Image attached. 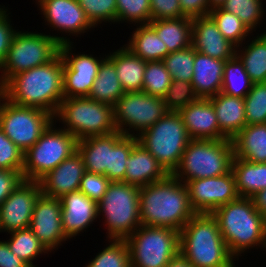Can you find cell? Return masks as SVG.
Returning a JSON list of instances; mask_svg holds the SVG:
<instances>
[{
	"mask_svg": "<svg viewBox=\"0 0 266 267\" xmlns=\"http://www.w3.org/2000/svg\"><path fill=\"white\" fill-rule=\"evenodd\" d=\"M0 93L16 105L40 108L54 116L64 99L60 53L49 63L15 74Z\"/></svg>",
	"mask_w": 266,
	"mask_h": 267,
	"instance_id": "cell-1",
	"label": "cell"
},
{
	"mask_svg": "<svg viewBox=\"0 0 266 267\" xmlns=\"http://www.w3.org/2000/svg\"><path fill=\"white\" fill-rule=\"evenodd\" d=\"M140 222L179 231L196 214L185 183L168 174L163 180L139 187Z\"/></svg>",
	"mask_w": 266,
	"mask_h": 267,
	"instance_id": "cell-2",
	"label": "cell"
},
{
	"mask_svg": "<svg viewBox=\"0 0 266 267\" xmlns=\"http://www.w3.org/2000/svg\"><path fill=\"white\" fill-rule=\"evenodd\" d=\"M212 215L235 259L249 248H266V219L256 210L251 198L238 197L215 209Z\"/></svg>",
	"mask_w": 266,
	"mask_h": 267,
	"instance_id": "cell-3",
	"label": "cell"
},
{
	"mask_svg": "<svg viewBox=\"0 0 266 267\" xmlns=\"http://www.w3.org/2000/svg\"><path fill=\"white\" fill-rule=\"evenodd\" d=\"M180 253L194 267H235L216 218L196 213L180 230Z\"/></svg>",
	"mask_w": 266,
	"mask_h": 267,
	"instance_id": "cell-4",
	"label": "cell"
},
{
	"mask_svg": "<svg viewBox=\"0 0 266 267\" xmlns=\"http://www.w3.org/2000/svg\"><path fill=\"white\" fill-rule=\"evenodd\" d=\"M233 156L232 140L191 139L172 175L183 183L222 176L231 170Z\"/></svg>",
	"mask_w": 266,
	"mask_h": 267,
	"instance_id": "cell-5",
	"label": "cell"
},
{
	"mask_svg": "<svg viewBox=\"0 0 266 267\" xmlns=\"http://www.w3.org/2000/svg\"><path fill=\"white\" fill-rule=\"evenodd\" d=\"M65 43H71L70 39L17 31L0 67V88L15 74L51 62L60 53V45Z\"/></svg>",
	"mask_w": 266,
	"mask_h": 267,
	"instance_id": "cell-6",
	"label": "cell"
},
{
	"mask_svg": "<svg viewBox=\"0 0 266 267\" xmlns=\"http://www.w3.org/2000/svg\"><path fill=\"white\" fill-rule=\"evenodd\" d=\"M53 118L55 122L60 120L65 126L63 129L78 140L117 131L113 107L89 97L64 98Z\"/></svg>",
	"mask_w": 266,
	"mask_h": 267,
	"instance_id": "cell-7",
	"label": "cell"
},
{
	"mask_svg": "<svg viewBox=\"0 0 266 267\" xmlns=\"http://www.w3.org/2000/svg\"><path fill=\"white\" fill-rule=\"evenodd\" d=\"M168 174L178 167L191 138L178 111H168L150 128L137 136Z\"/></svg>",
	"mask_w": 266,
	"mask_h": 267,
	"instance_id": "cell-8",
	"label": "cell"
},
{
	"mask_svg": "<svg viewBox=\"0 0 266 267\" xmlns=\"http://www.w3.org/2000/svg\"><path fill=\"white\" fill-rule=\"evenodd\" d=\"M99 215L105 216L108 239H126L140 222L139 187L121 181L111 182L97 203ZM102 213V214H101Z\"/></svg>",
	"mask_w": 266,
	"mask_h": 267,
	"instance_id": "cell-9",
	"label": "cell"
},
{
	"mask_svg": "<svg viewBox=\"0 0 266 267\" xmlns=\"http://www.w3.org/2000/svg\"><path fill=\"white\" fill-rule=\"evenodd\" d=\"M125 240L131 267H165L180 253V232L169 228L141 225Z\"/></svg>",
	"mask_w": 266,
	"mask_h": 267,
	"instance_id": "cell-10",
	"label": "cell"
},
{
	"mask_svg": "<svg viewBox=\"0 0 266 267\" xmlns=\"http://www.w3.org/2000/svg\"><path fill=\"white\" fill-rule=\"evenodd\" d=\"M77 142L78 139L68 131L56 129L53 121L39 140L24 153L23 179L39 181L77 151Z\"/></svg>",
	"mask_w": 266,
	"mask_h": 267,
	"instance_id": "cell-11",
	"label": "cell"
},
{
	"mask_svg": "<svg viewBox=\"0 0 266 267\" xmlns=\"http://www.w3.org/2000/svg\"><path fill=\"white\" fill-rule=\"evenodd\" d=\"M53 121V115L47 111L16 105L0 93V128L24 153Z\"/></svg>",
	"mask_w": 266,
	"mask_h": 267,
	"instance_id": "cell-12",
	"label": "cell"
},
{
	"mask_svg": "<svg viewBox=\"0 0 266 267\" xmlns=\"http://www.w3.org/2000/svg\"><path fill=\"white\" fill-rule=\"evenodd\" d=\"M168 111L161 97L148 95L143 91L127 92L113 106L114 124L123 135L137 137Z\"/></svg>",
	"mask_w": 266,
	"mask_h": 267,
	"instance_id": "cell-13",
	"label": "cell"
},
{
	"mask_svg": "<svg viewBox=\"0 0 266 267\" xmlns=\"http://www.w3.org/2000/svg\"><path fill=\"white\" fill-rule=\"evenodd\" d=\"M72 43L60 45V55L63 58V95L64 98L88 97L99 66L105 58L103 56L99 60L84 53L74 55Z\"/></svg>",
	"mask_w": 266,
	"mask_h": 267,
	"instance_id": "cell-14",
	"label": "cell"
},
{
	"mask_svg": "<svg viewBox=\"0 0 266 267\" xmlns=\"http://www.w3.org/2000/svg\"><path fill=\"white\" fill-rule=\"evenodd\" d=\"M185 185L196 213H212L239 197L232 170L222 176L187 181Z\"/></svg>",
	"mask_w": 266,
	"mask_h": 267,
	"instance_id": "cell-15",
	"label": "cell"
},
{
	"mask_svg": "<svg viewBox=\"0 0 266 267\" xmlns=\"http://www.w3.org/2000/svg\"><path fill=\"white\" fill-rule=\"evenodd\" d=\"M42 193L39 181L23 180L0 205V232L29 228L37 199Z\"/></svg>",
	"mask_w": 266,
	"mask_h": 267,
	"instance_id": "cell-16",
	"label": "cell"
},
{
	"mask_svg": "<svg viewBox=\"0 0 266 267\" xmlns=\"http://www.w3.org/2000/svg\"><path fill=\"white\" fill-rule=\"evenodd\" d=\"M29 228L50 252L67 241L63 230L60 199L41 193L36 201Z\"/></svg>",
	"mask_w": 266,
	"mask_h": 267,
	"instance_id": "cell-17",
	"label": "cell"
},
{
	"mask_svg": "<svg viewBox=\"0 0 266 267\" xmlns=\"http://www.w3.org/2000/svg\"><path fill=\"white\" fill-rule=\"evenodd\" d=\"M37 2L47 25L55 28L54 30L78 36L94 27L78 0H38Z\"/></svg>",
	"mask_w": 266,
	"mask_h": 267,
	"instance_id": "cell-18",
	"label": "cell"
},
{
	"mask_svg": "<svg viewBox=\"0 0 266 267\" xmlns=\"http://www.w3.org/2000/svg\"><path fill=\"white\" fill-rule=\"evenodd\" d=\"M192 46L196 51L222 61L236 56V46L225 39L209 15L192 19Z\"/></svg>",
	"mask_w": 266,
	"mask_h": 267,
	"instance_id": "cell-19",
	"label": "cell"
},
{
	"mask_svg": "<svg viewBox=\"0 0 266 267\" xmlns=\"http://www.w3.org/2000/svg\"><path fill=\"white\" fill-rule=\"evenodd\" d=\"M84 172L83 159L76 151L39 180L42 193L60 199L65 194L76 192Z\"/></svg>",
	"mask_w": 266,
	"mask_h": 267,
	"instance_id": "cell-20",
	"label": "cell"
},
{
	"mask_svg": "<svg viewBox=\"0 0 266 267\" xmlns=\"http://www.w3.org/2000/svg\"><path fill=\"white\" fill-rule=\"evenodd\" d=\"M60 201L63 230L68 239L79 235L98 217L97 203L80 191L65 194Z\"/></svg>",
	"mask_w": 266,
	"mask_h": 267,
	"instance_id": "cell-21",
	"label": "cell"
},
{
	"mask_svg": "<svg viewBox=\"0 0 266 267\" xmlns=\"http://www.w3.org/2000/svg\"><path fill=\"white\" fill-rule=\"evenodd\" d=\"M191 139L219 140V125L209 98H198L178 110Z\"/></svg>",
	"mask_w": 266,
	"mask_h": 267,
	"instance_id": "cell-22",
	"label": "cell"
},
{
	"mask_svg": "<svg viewBox=\"0 0 266 267\" xmlns=\"http://www.w3.org/2000/svg\"><path fill=\"white\" fill-rule=\"evenodd\" d=\"M125 182L137 187H143L153 182L163 180L168 173L157 162V159L140 143H137L126 159Z\"/></svg>",
	"mask_w": 266,
	"mask_h": 267,
	"instance_id": "cell-23",
	"label": "cell"
},
{
	"mask_svg": "<svg viewBox=\"0 0 266 267\" xmlns=\"http://www.w3.org/2000/svg\"><path fill=\"white\" fill-rule=\"evenodd\" d=\"M209 100L218 119L219 139L232 140L246 126L244 98L219 92Z\"/></svg>",
	"mask_w": 266,
	"mask_h": 267,
	"instance_id": "cell-24",
	"label": "cell"
},
{
	"mask_svg": "<svg viewBox=\"0 0 266 267\" xmlns=\"http://www.w3.org/2000/svg\"><path fill=\"white\" fill-rule=\"evenodd\" d=\"M123 136L119 131L109 135L78 140L77 151L83 159L85 171L107 175L110 168L111 147Z\"/></svg>",
	"mask_w": 266,
	"mask_h": 267,
	"instance_id": "cell-25",
	"label": "cell"
},
{
	"mask_svg": "<svg viewBox=\"0 0 266 267\" xmlns=\"http://www.w3.org/2000/svg\"><path fill=\"white\" fill-rule=\"evenodd\" d=\"M224 65L225 61L195 50L191 83L198 98H210L221 92Z\"/></svg>",
	"mask_w": 266,
	"mask_h": 267,
	"instance_id": "cell-26",
	"label": "cell"
},
{
	"mask_svg": "<svg viewBox=\"0 0 266 267\" xmlns=\"http://www.w3.org/2000/svg\"><path fill=\"white\" fill-rule=\"evenodd\" d=\"M106 57L115 65L119 82L125 93L142 91L146 61L135 56L125 46Z\"/></svg>",
	"mask_w": 266,
	"mask_h": 267,
	"instance_id": "cell-27",
	"label": "cell"
},
{
	"mask_svg": "<svg viewBox=\"0 0 266 267\" xmlns=\"http://www.w3.org/2000/svg\"><path fill=\"white\" fill-rule=\"evenodd\" d=\"M234 156L249 162L266 163V123L246 125L233 139Z\"/></svg>",
	"mask_w": 266,
	"mask_h": 267,
	"instance_id": "cell-28",
	"label": "cell"
},
{
	"mask_svg": "<svg viewBox=\"0 0 266 267\" xmlns=\"http://www.w3.org/2000/svg\"><path fill=\"white\" fill-rule=\"evenodd\" d=\"M148 24L156 31L169 53L192 45V19L189 17L151 20Z\"/></svg>",
	"mask_w": 266,
	"mask_h": 267,
	"instance_id": "cell-29",
	"label": "cell"
},
{
	"mask_svg": "<svg viewBox=\"0 0 266 267\" xmlns=\"http://www.w3.org/2000/svg\"><path fill=\"white\" fill-rule=\"evenodd\" d=\"M231 170L239 197L251 198L266 189V163L249 162L233 156Z\"/></svg>",
	"mask_w": 266,
	"mask_h": 267,
	"instance_id": "cell-30",
	"label": "cell"
},
{
	"mask_svg": "<svg viewBox=\"0 0 266 267\" xmlns=\"http://www.w3.org/2000/svg\"><path fill=\"white\" fill-rule=\"evenodd\" d=\"M127 43L125 47L146 62L162 61L169 54L166 45L149 24L137 26Z\"/></svg>",
	"mask_w": 266,
	"mask_h": 267,
	"instance_id": "cell-31",
	"label": "cell"
},
{
	"mask_svg": "<svg viewBox=\"0 0 266 267\" xmlns=\"http://www.w3.org/2000/svg\"><path fill=\"white\" fill-rule=\"evenodd\" d=\"M124 94L115 65L105 55L88 97L113 107Z\"/></svg>",
	"mask_w": 266,
	"mask_h": 267,
	"instance_id": "cell-32",
	"label": "cell"
},
{
	"mask_svg": "<svg viewBox=\"0 0 266 267\" xmlns=\"http://www.w3.org/2000/svg\"><path fill=\"white\" fill-rule=\"evenodd\" d=\"M238 49L240 47H236V56L243 63L250 81L252 83L266 82V32L243 47V51Z\"/></svg>",
	"mask_w": 266,
	"mask_h": 267,
	"instance_id": "cell-33",
	"label": "cell"
},
{
	"mask_svg": "<svg viewBox=\"0 0 266 267\" xmlns=\"http://www.w3.org/2000/svg\"><path fill=\"white\" fill-rule=\"evenodd\" d=\"M252 84L243 63L237 56L225 61L221 93L245 98Z\"/></svg>",
	"mask_w": 266,
	"mask_h": 267,
	"instance_id": "cell-34",
	"label": "cell"
},
{
	"mask_svg": "<svg viewBox=\"0 0 266 267\" xmlns=\"http://www.w3.org/2000/svg\"><path fill=\"white\" fill-rule=\"evenodd\" d=\"M9 234L11 235L10 239L7 240L9 248L30 267H36L32 261L39 254L49 252L30 228L20 229Z\"/></svg>",
	"mask_w": 266,
	"mask_h": 267,
	"instance_id": "cell-35",
	"label": "cell"
},
{
	"mask_svg": "<svg viewBox=\"0 0 266 267\" xmlns=\"http://www.w3.org/2000/svg\"><path fill=\"white\" fill-rule=\"evenodd\" d=\"M209 16L217 24L218 30L226 40L236 47L241 46L245 38L252 33L251 30L233 13L223 10L221 7L211 9Z\"/></svg>",
	"mask_w": 266,
	"mask_h": 267,
	"instance_id": "cell-36",
	"label": "cell"
},
{
	"mask_svg": "<svg viewBox=\"0 0 266 267\" xmlns=\"http://www.w3.org/2000/svg\"><path fill=\"white\" fill-rule=\"evenodd\" d=\"M172 77L162 61L146 62L143 89L148 95L163 98L169 89Z\"/></svg>",
	"mask_w": 266,
	"mask_h": 267,
	"instance_id": "cell-37",
	"label": "cell"
},
{
	"mask_svg": "<svg viewBox=\"0 0 266 267\" xmlns=\"http://www.w3.org/2000/svg\"><path fill=\"white\" fill-rule=\"evenodd\" d=\"M111 242L85 267H131L128 244L125 239H109Z\"/></svg>",
	"mask_w": 266,
	"mask_h": 267,
	"instance_id": "cell-38",
	"label": "cell"
},
{
	"mask_svg": "<svg viewBox=\"0 0 266 267\" xmlns=\"http://www.w3.org/2000/svg\"><path fill=\"white\" fill-rule=\"evenodd\" d=\"M138 143L135 136L123 135L110 151V168L106 177L111 181H122L125 177L126 159L132 148Z\"/></svg>",
	"mask_w": 266,
	"mask_h": 267,
	"instance_id": "cell-39",
	"label": "cell"
},
{
	"mask_svg": "<svg viewBox=\"0 0 266 267\" xmlns=\"http://www.w3.org/2000/svg\"><path fill=\"white\" fill-rule=\"evenodd\" d=\"M195 49L193 46L169 53L162 62L171 74L172 80L191 82L193 78V65Z\"/></svg>",
	"mask_w": 266,
	"mask_h": 267,
	"instance_id": "cell-40",
	"label": "cell"
},
{
	"mask_svg": "<svg viewBox=\"0 0 266 267\" xmlns=\"http://www.w3.org/2000/svg\"><path fill=\"white\" fill-rule=\"evenodd\" d=\"M263 0H226L222 6L223 10L233 13L252 31L260 25L264 14Z\"/></svg>",
	"mask_w": 266,
	"mask_h": 267,
	"instance_id": "cell-41",
	"label": "cell"
},
{
	"mask_svg": "<svg viewBox=\"0 0 266 267\" xmlns=\"http://www.w3.org/2000/svg\"><path fill=\"white\" fill-rule=\"evenodd\" d=\"M246 125L266 123V82L253 83L244 98Z\"/></svg>",
	"mask_w": 266,
	"mask_h": 267,
	"instance_id": "cell-42",
	"label": "cell"
},
{
	"mask_svg": "<svg viewBox=\"0 0 266 267\" xmlns=\"http://www.w3.org/2000/svg\"><path fill=\"white\" fill-rule=\"evenodd\" d=\"M123 21L148 24L151 21L150 0H117V23Z\"/></svg>",
	"mask_w": 266,
	"mask_h": 267,
	"instance_id": "cell-43",
	"label": "cell"
},
{
	"mask_svg": "<svg viewBox=\"0 0 266 267\" xmlns=\"http://www.w3.org/2000/svg\"><path fill=\"white\" fill-rule=\"evenodd\" d=\"M91 24L117 22V0H78Z\"/></svg>",
	"mask_w": 266,
	"mask_h": 267,
	"instance_id": "cell-44",
	"label": "cell"
},
{
	"mask_svg": "<svg viewBox=\"0 0 266 267\" xmlns=\"http://www.w3.org/2000/svg\"><path fill=\"white\" fill-rule=\"evenodd\" d=\"M197 99L198 96L194 91L193 84L183 80H172L168 91L163 97V101L169 111H178Z\"/></svg>",
	"mask_w": 266,
	"mask_h": 267,
	"instance_id": "cell-45",
	"label": "cell"
},
{
	"mask_svg": "<svg viewBox=\"0 0 266 267\" xmlns=\"http://www.w3.org/2000/svg\"><path fill=\"white\" fill-rule=\"evenodd\" d=\"M23 165L24 152L0 128V169L14 170L22 174Z\"/></svg>",
	"mask_w": 266,
	"mask_h": 267,
	"instance_id": "cell-46",
	"label": "cell"
},
{
	"mask_svg": "<svg viewBox=\"0 0 266 267\" xmlns=\"http://www.w3.org/2000/svg\"><path fill=\"white\" fill-rule=\"evenodd\" d=\"M110 183L111 181L105 175L85 171L78 191L98 203Z\"/></svg>",
	"mask_w": 266,
	"mask_h": 267,
	"instance_id": "cell-47",
	"label": "cell"
},
{
	"mask_svg": "<svg viewBox=\"0 0 266 267\" xmlns=\"http://www.w3.org/2000/svg\"><path fill=\"white\" fill-rule=\"evenodd\" d=\"M151 20L185 17L179 0H150Z\"/></svg>",
	"mask_w": 266,
	"mask_h": 267,
	"instance_id": "cell-48",
	"label": "cell"
},
{
	"mask_svg": "<svg viewBox=\"0 0 266 267\" xmlns=\"http://www.w3.org/2000/svg\"><path fill=\"white\" fill-rule=\"evenodd\" d=\"M7 11L5 7H0V67L7 57L13 37L17 32L12 27L8 16L10 13L7 14Z\"/></svg>",
	"mask_w": 266,
	"mask_h": 267,
	"instance_id": "cell-49",
	"label": "cell"
},
{
	"mask_svg": "<svg viewBox=\"0 0 266 267\" xmlns=\"http://www.w3.org/2000/svg\"><path fill=\"white\" fill-rule=\"evenodd\" d=\"M23 180L22 174L18 171L0 169V205Z\"/></svg>",
	"mask_w": 266,
	"mask_h": 267,
	"instance_id": "cell-50",
	"label": "cell"
},
{
	"mask_svg": "<svg viewBox=\"0 0 266 267\" xmlns=\"http://www.w3.org/2000/svg\"><path fill=\"white\" fill-rule=\"evenodd\" d=\"M179 3L183 15L191 19L208 16L211 11L208 0H179Z\"/></svg>",
	"mask_w": 266,
	"mask_h": 267,
	"instance_id": "cell-51",
	"label": "cell"
},
{
	"mask_svg": "<svg viewBox=\"0 0 266 267\" xmlns=\"http://www.w3.org/2000/svg\"><path fill=\"white\" fill-rule=\"evenodd\" d=\"M0 267H30L9 248L7 241H0Z\"/></svg>",
	"mask_w": 266,
	"mask_h": 267,
	"instance_id": "cell-52",
	"label": "cell"
},
{
	"mask_svg": "<svg viewBox=\"0 0 266 267\" xmlns=\"http://www.w3.org/2000/svg\"><path fill=\"white\" fill-rule=\"evenodd\" d=\"M256 210L266 219V189H262L251 197Z\"/></svg>",
	"mask_w": 266,
	"mask_h": 267,
	"instance_id": "cell-53",
	"label": "cell"
},
{
	"mask_svg": "<svg viewBox=\"0 0 266 267\" xmlns=\"http://www.w3.org/2000/svg\"><path fill=\"white\" fill-rule=\"evenodd\" d=\"M165 267H194L181 253L172 258Z\"/></svg>",
	"mask_w": 266,
	"mask_h": 267,
	"instance_id": "cell-54",
	"label": "cell"
},
{
	"mask_svg": "<svg viewBox=\"0 0 266 267\" xmlns=\"http://www.w3.org/2000/svg\"><path fill=\"white\" fill-rule=\"evenodd\" d=\"M226 0H208V4L211 9L220 7Z\"/></svg>",
	"mask_w": 266,
	"mask_h": 267,
	"instance_id": "cell-55",
	"label": "cell"
}]
</instances>
